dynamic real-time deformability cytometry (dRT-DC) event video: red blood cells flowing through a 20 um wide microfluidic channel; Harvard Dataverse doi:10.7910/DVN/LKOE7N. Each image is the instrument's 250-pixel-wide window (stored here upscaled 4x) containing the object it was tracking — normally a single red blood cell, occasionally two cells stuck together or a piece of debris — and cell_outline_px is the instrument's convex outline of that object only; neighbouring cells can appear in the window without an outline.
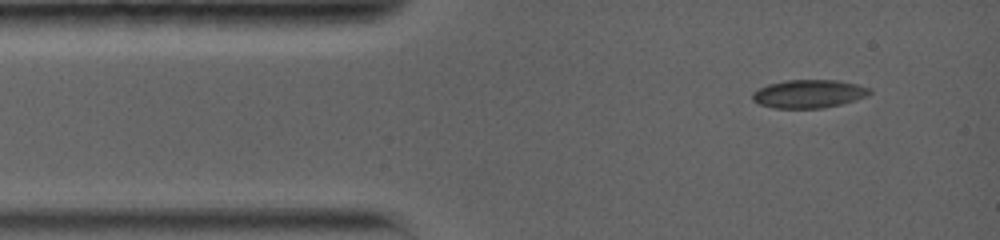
{"species": "common noctule bat (a hibernating species)", "species_latin": "Nyctalus noctula", "temperature_condition": "warm", "stored_images_in_passage": 14, "camera_frame_rate_fps": 5000, "um_per_image_px": 0.085, "animal": {"sex": "female", "body_mass_g": 19.0, "forearm_length_mm": 56.7}, "frame": {"image": 1, "passage_image": 1, "time_ms": 0.0, "image_size_px": [1000, 240], "cell_outline_px": [[872, 92], [864, 96], [840, 104], [820, 108], [772, 108], [760, 104], [752, 100], [752, 92], [768, 84], [784, 80], [836, 80], [856, 84], [872, 88]], "centroid_in_image_um": [68.7, 7.97], "position_along_channel_um": 16.3, "area_um2": 19.13}}
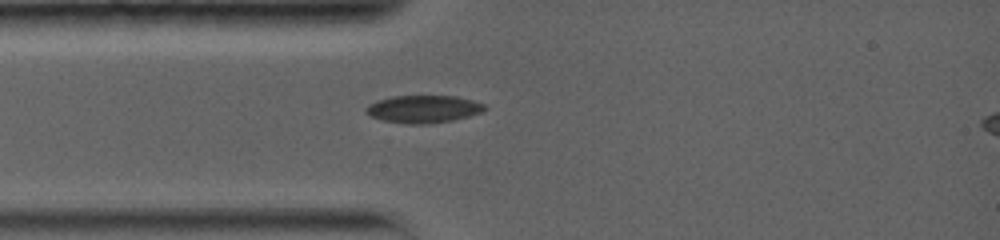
{"frame": {"image": 2, "passage_image": 12, "time_ms": 2.0, "image_size_px": [1000, 240], "cell_outline_px": [[488, 108], [480, 112], [468, 116], [452, 120], [424, 124], [404, 124], [384, 120], [372, 116], [364, 112], [364, 108], [368, 104], [376, 100], [392, 96], [456, 96], [472, 100], [484, 104]], "centroid_in_image_um": [35.95, 9.26], "position_along_channel_um": 49.1, "area_um2": 19.02}}